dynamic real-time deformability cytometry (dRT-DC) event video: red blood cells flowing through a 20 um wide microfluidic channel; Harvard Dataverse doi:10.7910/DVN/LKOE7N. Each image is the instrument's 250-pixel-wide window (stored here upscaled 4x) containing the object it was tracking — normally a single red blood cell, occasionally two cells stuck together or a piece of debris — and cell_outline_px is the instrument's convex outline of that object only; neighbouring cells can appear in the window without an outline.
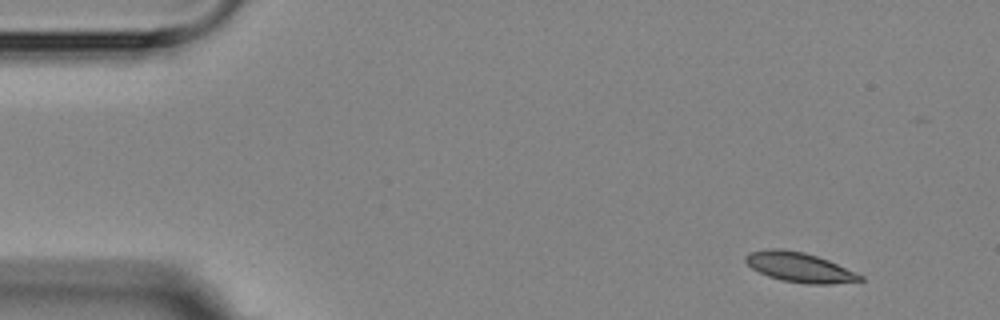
{"species": "Egyptian fruit bat (a non-hibernating species)", "species_latin": "Rousettus aegyptiacus", "temperature_condition": "room temperature", "stored_images_in_passage": 4, "camera_frame_rate_fps": 3000, "um_per_image_px": 0.085, "animal": {"sex": "female"}, "frame": {"image": 1, "passage_image": 1, "time_ms": 0.0, "image_size_px": [1000, 320], "cell_outline_px": [[864, 280], [828, 284], [808, 284], [780, 280], [768, 276], [752, 268], [744, 260], [744, 256], [748, 252], [768, 248], [780, 248], [804, 252], [828, 260], [856, 272], [864, 276]], "centroid_in_image_um": [67.93, 22.71], "position_along_channel_um": 17.1, "area_um2": 19.88}}
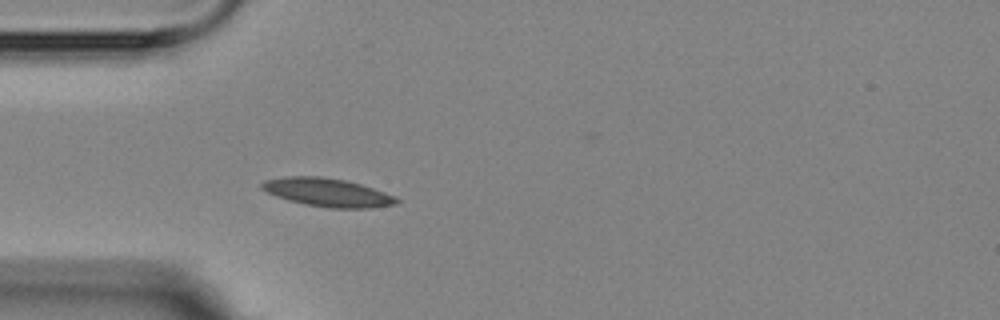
{"frame": {"image": 2, "passage_image": 4, "time_ms": 3.667, "image_size_px": [1000, 320], "cell_outline_px": [[400, 204], [372, 208], [328, 208], [304, 204], [288, 200], [276, 196], [260, 188], [260, 184], [264, 180], [284, 176], [320, 176], [344, 180], [360, 184], [384, 192], [400, 200]], "centroid_in_image_um": [27.82, 16.36], "position_along_channel_um": 57.2, "area_um2": 22.31}}